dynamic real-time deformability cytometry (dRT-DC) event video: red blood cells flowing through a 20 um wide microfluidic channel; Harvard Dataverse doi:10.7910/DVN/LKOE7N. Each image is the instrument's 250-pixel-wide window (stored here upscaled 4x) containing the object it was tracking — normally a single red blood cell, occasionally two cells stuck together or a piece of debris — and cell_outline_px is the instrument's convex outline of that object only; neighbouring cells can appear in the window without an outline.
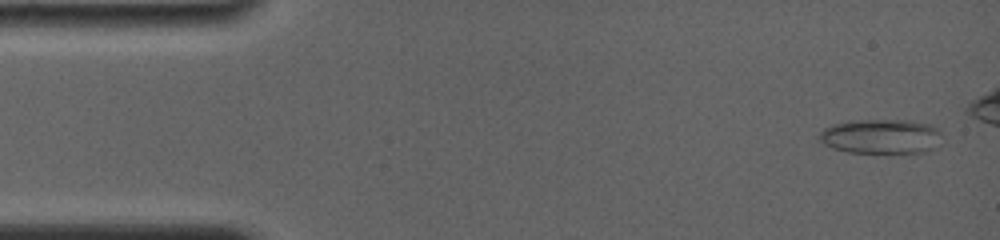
{"species": "common noctule bat (a hibernating species)", "species_latin": "Nyctalus noctula", "temperature_condition": "room temperature", "stored_images_in_passage": 13, "camera_frame_rate_fps": 4000, "um_per_image_px": 0.085, "animal": {"sex": "female", "body_mass_g": 19.0, "forearm_length_mm": 56.7}, "frame": {"image": 1, "passage_image": 1, "time_ms": 0.0, "image_size_px": [1000, 240], "cell_outline_px": [[940, 132], [932, 148], [924, 152], [848, 152], [832, 148], [824, 144], [820, 140], [820, 132], [824, 128], [832, 124], [848, 120], [912, 120], [928, 124], [936, 128]], "centroid_in_image_um": [74.8, 11.57], "position_along_channel_um": 10.2, "area_um2": 24.33}}
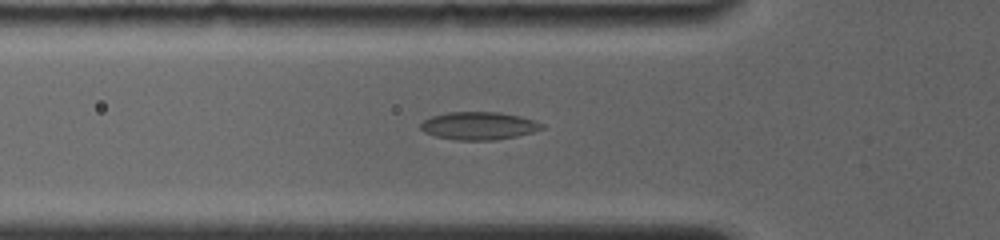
{"frame": {"image": 2, "passage_image": 9, "time_ms": 4.75, "image_size_px": [1000, 240], "cell_outline_px": [[544, 128], [532, 132], [516, 136], [496, 140], [456, 140], [436, 136], [424, 132], [420, 128], [420, 124], [424, 120], [432, 116], [448, 112], [500, 112], [520, 116], [536, 120], [544, 124]], "centroid_in_image_um": [40.72, 10.69], "position_along_channel_um": 85.1, "area_um2": 19.71}}
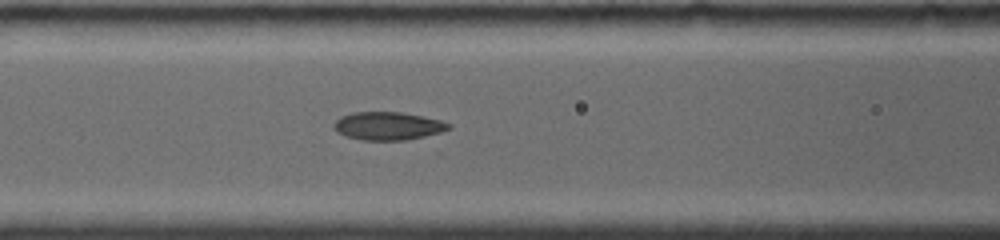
{"frame": {"image": 3, "passage_image": 12, "time_ms": 6.0, "image_size_px": [1000, 240], "cell_outline_px": [[452, 128], [440, 132], [424, 136], [404, 140], [360, 140], [344, 136], [332, 128], [332, 124], [340, 116], [352, 112], [400, 112], [440, 120], [452, 124]], "centroid_in_image_um": [32.93, 10.71], "position_along_channel_um": 133.7, "area_um2": 18.84}}